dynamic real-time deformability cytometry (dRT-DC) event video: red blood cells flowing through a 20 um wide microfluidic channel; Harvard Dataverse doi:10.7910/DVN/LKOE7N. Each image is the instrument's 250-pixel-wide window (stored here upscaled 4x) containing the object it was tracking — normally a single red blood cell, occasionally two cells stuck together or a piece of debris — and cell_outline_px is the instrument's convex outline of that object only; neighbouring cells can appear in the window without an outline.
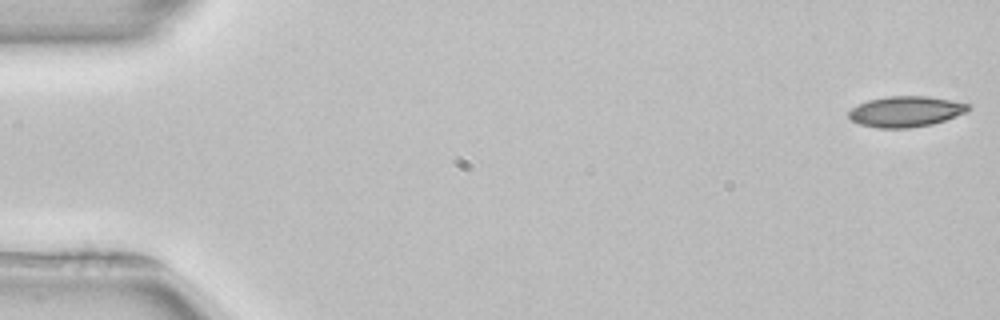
{"species": "common noctule bat (a hibernating species)", "species_latin": "Nyctalus noctula", "temperature_condition": "room temperature", "stored_images_in_passage": 52, "camera_frame_rate_fps": 3000, "um_per_image_px": 0.085, "animal": {"sex": "female", "body_mass_g": 22.7, "forearm_length_mm": 54.2}, "frame": {"image": 1, "passage_image": 1, "time_ms": 0.0, "image_size_px": [1000, 320], "cell_outline_px": [[968, 112], [932, 124], [908, 128], [876, 128], [860, 124], [852, 120], [848, 116], [848, 112], [852, 108], [868, 100], [884, 96], [928, 96], [952, 100], [968, 104]], "centroid_in_image_um": [76.98, 9.47], "position_along_channel_um": 8.0, "area_um2": 21.33}}
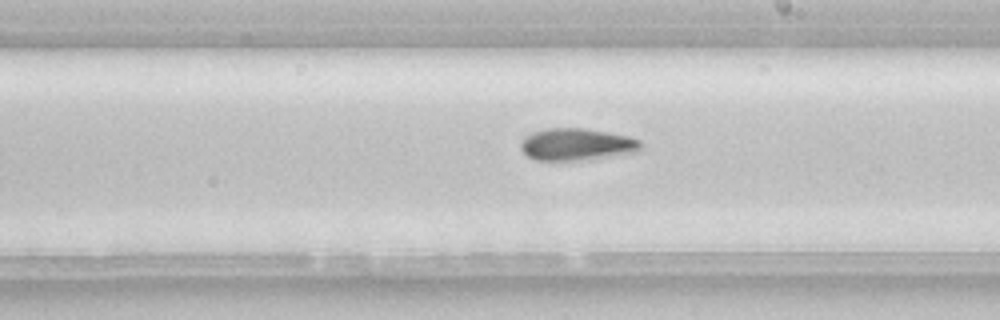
{"frame": {"image": 2, "passage_image": 30, "time_ms": 9.667, "image_size_px": [1000, 320], "cell_outline_px": [[640, 152], [580, 160], [532, 160], [520, 148], [520, 140], [524, 136], [532, 132], [544, 128], [584, 128], [628, 136], [640, 140]], "centroid_in_image_um": [48.97, 12.27], "position_along_channel_um": 240.0, "area_um2": 22.54}, "authors_computed_cell_mechanics": {"area_um2": 21.7906, "velocity_mm_per_s": 3.9425, "shape_relaxation_time_tau1_ms": 7.405, "shape_relaxation_time_tau2_ms": null, "deformation_change_tau1": 0.1582, "deformation_change_tau2": null}}